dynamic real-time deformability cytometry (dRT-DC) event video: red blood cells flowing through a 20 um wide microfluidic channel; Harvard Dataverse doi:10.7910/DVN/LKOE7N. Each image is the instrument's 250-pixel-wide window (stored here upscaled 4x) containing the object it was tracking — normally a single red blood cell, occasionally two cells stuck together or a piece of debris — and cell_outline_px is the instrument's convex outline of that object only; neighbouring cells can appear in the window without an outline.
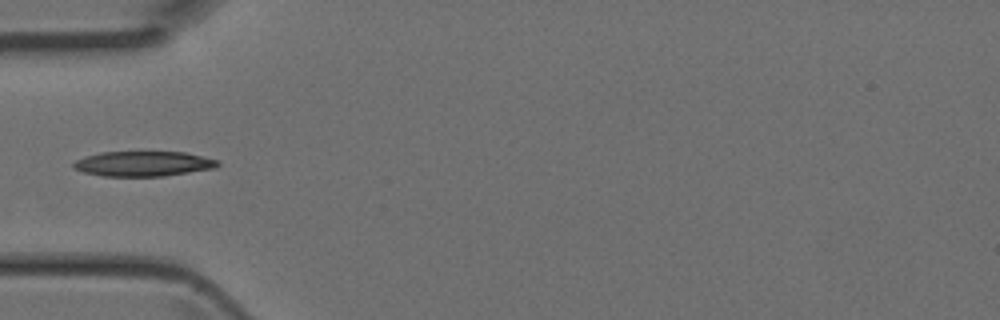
{"species": "Egyptian fruit bat (a non-hibernating species)", "species_latin": "Rousettus aegyptiacus", "temperature_condition": "room temperature", "stored_images_in_passage": 4, "camera_frame_rate_fps": 3000, "um_per_image_px": 0.085, "animal": {"sex": "female"}, "frame": {"image": 1, "passage_image": 4, "time_ms": 1.0, "image_size_px": [1000, 320], "cell_outline_px": [[220, 164], [216, 168], [164, 176], [104, 176], [84, 172], [72, 168], [72, 164], [76, 160], [84, 156], [100, 152], [184, 152], [220, 160]], "centroid_in_image_um": [12.19, 13.91], "position_along_channel_um": 72.8, "area_um2": 21.15}}